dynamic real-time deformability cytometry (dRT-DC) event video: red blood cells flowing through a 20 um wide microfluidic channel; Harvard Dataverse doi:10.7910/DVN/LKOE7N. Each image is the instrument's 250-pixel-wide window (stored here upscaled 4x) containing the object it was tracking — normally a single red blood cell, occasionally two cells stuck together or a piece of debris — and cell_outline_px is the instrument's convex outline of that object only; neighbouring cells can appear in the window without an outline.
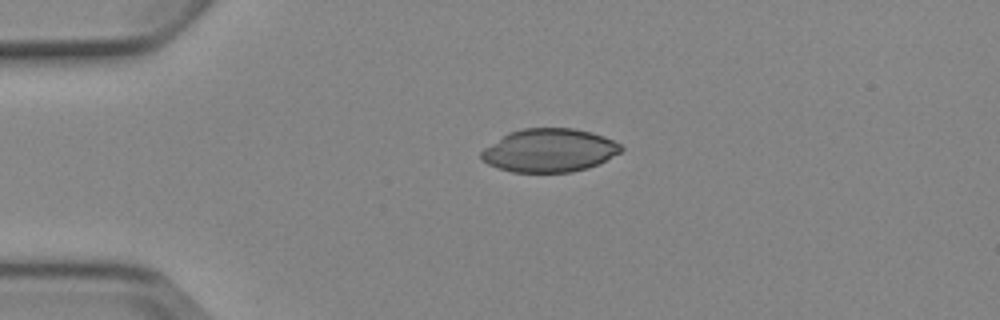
{"species": "Egyptian fruit bat (a non-hibernating species)", "species_latin": "Rousettus aegyptiacus", "temperature_condition": "cold", "stored_images_in_passage": 2, "camera_frame_rate_fps": 3000, "um_per_image_px": 0.085, "animal": {"sex": "female"}, "frame": {"image": 1, "passage_image": 1, "time_ms": 0.0, "image_size_px": [1000, 320], "cell_outline_px": [[624, 148], [620, 152], [588, 168], [572, 172], [512, 172], [496, 168], [488, 164], [480, 156], [480, 152], [484, 148], [508, 132], [524, 128], [572, 128], [592, 132], [604, 136], [620, 144]], "centroid_in_image_um": [46.67, 12.78], "position_along_channel_um": 38.3, "area_um2": 35.2}}